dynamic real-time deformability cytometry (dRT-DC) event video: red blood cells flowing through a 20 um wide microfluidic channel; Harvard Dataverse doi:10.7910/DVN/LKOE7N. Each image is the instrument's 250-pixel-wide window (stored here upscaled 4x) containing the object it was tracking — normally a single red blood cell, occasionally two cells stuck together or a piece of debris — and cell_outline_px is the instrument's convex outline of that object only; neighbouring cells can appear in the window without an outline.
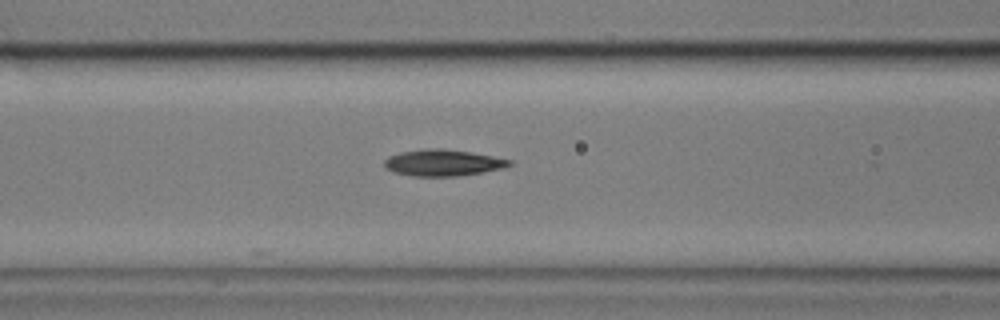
{"species": "common noctule bat (a hibernating species)", "species_latin": "Nyctalus noctula", "temperature_condition": "cold", "stored_images_in_passage": 45, "camera_frame_rate_fps": 3000, "um_per_image_px": 0.085, "animal": {"sex": "male", "body_mass_g": 17.9}, "frame": {"image": 1, "passage_image": 11, "time_ms": 3.333, "image_size_px": [1000, 320], "cell_outline_px": [[512, 164], [504, 168], [484, 172], [456, 176], [412, 176], [392, 172], [384, 168], [384, 160], [388, 156], [400, 152], [424, 148], [444, 148], [472, 152], [512, 160]], "centroid_in_image_um": [37.62, 13.83], "position_along_channel_um": 129.0, "area_um2": 19.54}}
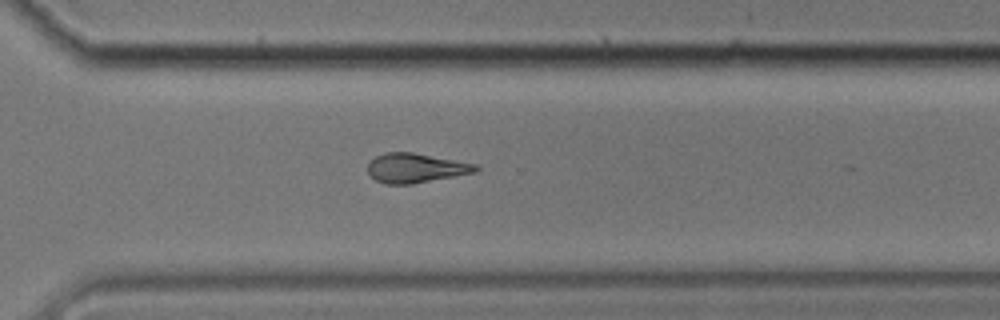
{"frame": {"image": 2, "passage_image": 29, "time_ms": 9.333, "image_size_px": [1000, 320], "cell_outline_px": [[480, 168], [476, 172], [412, 184], [384, 184], [376, 180], [368, 172], [368, 164], [376, 156], [384, 152], [412, 152], [476, 164]], "centroid_in_image_um": [35.32, 14.28], "position_along_channel_um": 335.3, "area_um2": 18.38}}
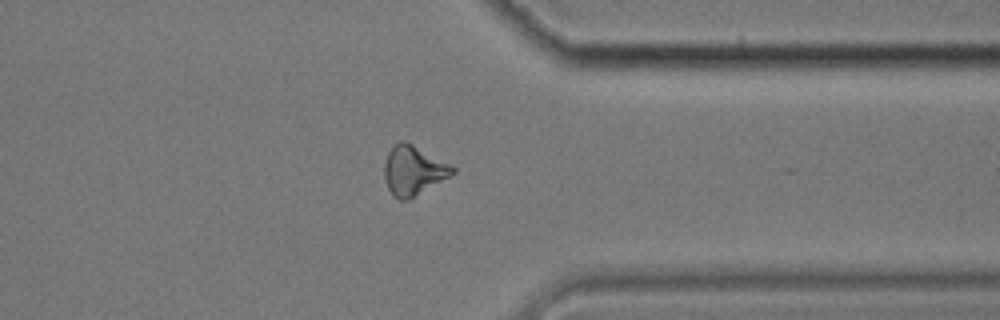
{"frame": {"image": 3, "passage_image": 33, "time_ms": 10.667, "image_size_px": [1000, 320], "cell_outline_px": [[456, 172], [452, 176], [408, 200], [400, 200], [392, 196], [388, 188], [384, 176], [384, 164], [388, 152], [392, 144], [400, 140], [404, 140], [452, 164], [456, 168]], "centroid_in_image_um": [35.15, 14.48], "position_along_channel_um": 376.2, "area_um2": 20.0}}